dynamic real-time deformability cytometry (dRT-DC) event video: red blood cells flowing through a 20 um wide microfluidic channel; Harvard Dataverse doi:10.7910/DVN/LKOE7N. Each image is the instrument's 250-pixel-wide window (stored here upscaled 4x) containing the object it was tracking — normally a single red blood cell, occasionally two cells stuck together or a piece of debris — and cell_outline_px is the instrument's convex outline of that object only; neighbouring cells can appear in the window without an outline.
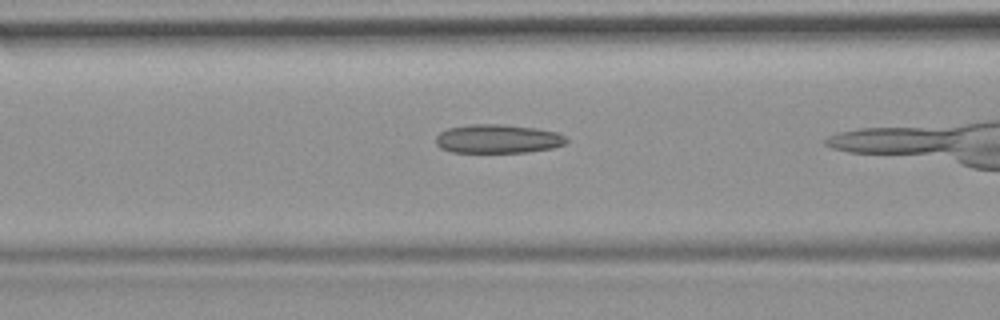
{"species": "common noctule bat (a hibernating species)", "species_latin": "Nyctalus noctula", "temperature_condition": "room temperature", "stored_images_in_passage": 7, "camera_frame_rate_fps": 3000, "um_per_image_px": 0.085, "animal": {"sex": "female", "body_mass_g": 19.9}, "frame": {"image": 1, "passage_image": 6, "time_ms": 1.667, "image_size_px": [1000, 320], "cell_outline_px": [[568, 140], [564, 144], [552, 148], [524, 152], [452, 152], [440, 148], [436, 144], [436, 136], [440, 132], [448, 128], [468, 124], [504, 124], [536, 128], [556, 132], [564, 136]], "centroid_in_image_um": [42.28, 11.79], "position_along_channel_um": 124.3, "area_um2": 21.91}}